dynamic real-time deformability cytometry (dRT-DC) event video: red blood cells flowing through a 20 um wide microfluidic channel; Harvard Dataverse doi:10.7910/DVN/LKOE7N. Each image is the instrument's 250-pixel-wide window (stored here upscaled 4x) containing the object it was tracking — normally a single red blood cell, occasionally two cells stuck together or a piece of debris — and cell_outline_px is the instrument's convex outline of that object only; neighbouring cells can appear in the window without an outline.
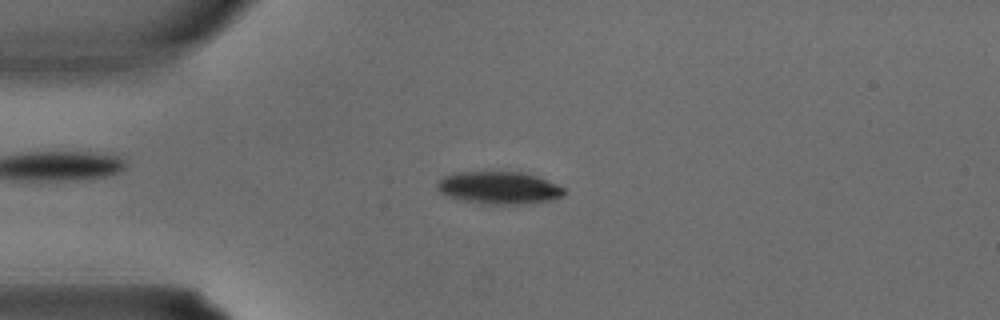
{"species": "common noctule bat (a hibernating species)", "species_latin": "Nyctalus noctula", "temperature_condition": "warm", "stored_images_in_passage": 3, "camera_frame_rate_fps": 3000, "um_per_image_px": 0.085, "animal": {"sex": "male", "body_mass_g": 15.6}, "frame": {"image": 1, "passage_image": 3, "time_ms": 0.667, "image_size_px": [1000, 320], "cell_outline_px": [[568, 192], [564, 196], [552, 200], [524, 204], [488, 204], [464, 200], [440, 192], [436, 188], [436, 184], [444, 176], [456, 172], [524, 172], [548, 180], [568, 188]], "centroid_in_image_um": [42.52, 15.96], "position_along_channel_um": 42.5, "area_um2": 24.1}}